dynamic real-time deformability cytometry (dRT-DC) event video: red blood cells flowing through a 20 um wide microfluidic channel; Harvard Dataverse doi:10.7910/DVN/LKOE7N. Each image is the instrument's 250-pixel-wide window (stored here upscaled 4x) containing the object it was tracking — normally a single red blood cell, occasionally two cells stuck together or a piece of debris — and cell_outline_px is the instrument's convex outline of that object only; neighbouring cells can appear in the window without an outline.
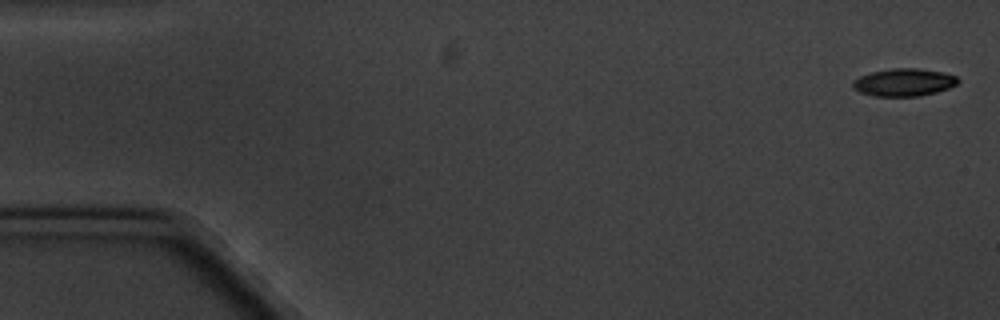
{"species": "common noctule bat (a hibernating species)", "species_latin": "Nyctalus noctula", "temperature_condition": "cold", "stored_images_in_passage": 6, "segment_of_instrument_passage": [2, 2], "camera_frame_rate_fps": 3000, "um_per_image_px": 0.085, "animal": {"sex": "male", "body_mass_g": 20.1, "forearm_length_mm": 53.5}, "frame": {"image": 1, "passage_image": 6, "time_ms": 6.667, "image_size_px": [1000, 320], "cell_outline_px": [[960, 80], [956, 84], [948, 88], [936, 92], [920, 96], [876, 96], [860, 92], [852, 88], [852, 80], [860, 76], [872, 72], [892, 68], [916, 68], [944, 72], [956, 76]], "centroid_in_image_um": [76.82, 6.99], "position_along_channel_um": 8.2, "area_um2": 16.94}}